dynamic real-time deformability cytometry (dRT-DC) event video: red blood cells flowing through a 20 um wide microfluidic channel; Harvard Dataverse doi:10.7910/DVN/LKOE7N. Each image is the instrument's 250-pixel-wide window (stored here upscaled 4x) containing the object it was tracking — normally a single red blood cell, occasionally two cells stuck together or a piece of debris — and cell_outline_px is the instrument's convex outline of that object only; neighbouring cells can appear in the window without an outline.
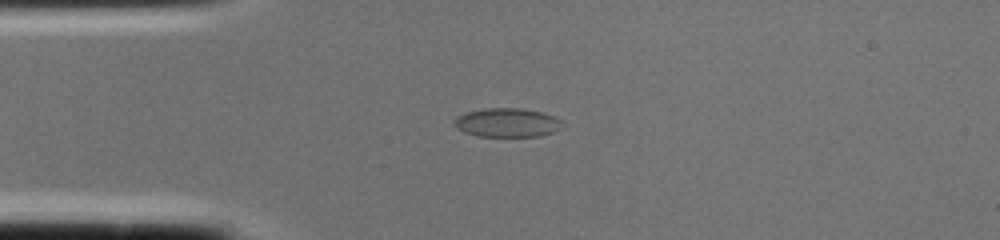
{"species": "common noctule bat (a hibernating species)", "species_latin": "Nyctalus noctula", "temperature_condition": "cold", "stored_images_in_passage": 1, "camera_frame_rate_fps": 3000, "um_per_image_px": 0.085, "animal": {"sex": "female", "body_mass_g": 22.0, "forearm_length_mm": 56.7}, "frame": {"image": 1, "passage_image": 1, "time_ms": 0.0, "image_size_px": [1000, 240], "cell_outline_px": [[564, 128], [556, 132], [540, 136], [476, 136], [464, 132], [456, 128], [452, 124], [452, 120], [456, 116], [464, 112], [484, 108], [520, 108], [540, 112], [552, 116], [560, 120], [564, 124]], "centroid_in_image_um": [43.08, 10.43], "position_along_channel_um": 41.9, "area_um2": 18.55}}